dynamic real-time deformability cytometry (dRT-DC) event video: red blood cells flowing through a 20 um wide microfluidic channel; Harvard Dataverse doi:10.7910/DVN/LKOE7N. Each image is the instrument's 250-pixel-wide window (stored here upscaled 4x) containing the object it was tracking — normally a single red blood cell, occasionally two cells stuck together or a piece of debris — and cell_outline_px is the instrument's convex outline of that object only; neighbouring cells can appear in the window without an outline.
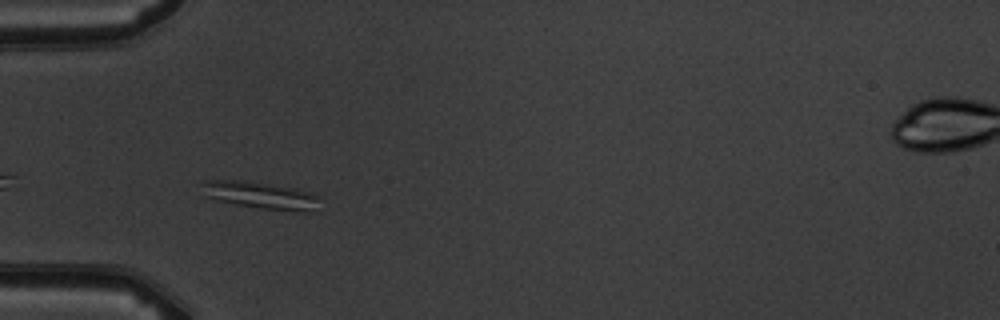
{"species": "common noctule bat (a hibernating species)", "species_latin": "Nyctalus noctula", "temperature_condition": "warm", "stored_images_in_passage": 7, "camera_frame_rate_fps": 3000, "um_per_image_px": 0.085, "animal": {"sex": "male", "body_mass_g": 19.5, "forearm_length_mm": 54.6}, "frame": {"image": 1, "passage_image": 3, "time_ms": 3.0, "image_size_px": [1000, 320], "cell_outline_px": [[320, 196], [308, 212], [296, 212], [264, 208], [236, 204], [216, 200], [208, 196], [200, 180], [252, 180], [312, 192]], "centroid_in_image_um": [22.13, 16.57], "position_along_channel_um": 62.9, "area_um2": 18.32}}